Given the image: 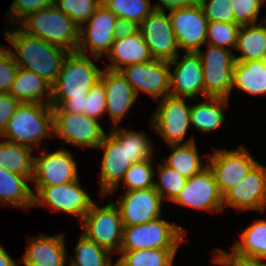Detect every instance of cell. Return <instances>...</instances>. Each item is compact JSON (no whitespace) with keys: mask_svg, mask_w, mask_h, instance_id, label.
Instances as JSON below:
<instances>
[{"mask_svg":"<svg viewBox=\"0 0 266 266\" xmlns=\"http://www.w3.org/2000/svg\"><path fill=\"white\" fill-rule=\"evenodd\" d=\"M240 27L241 25L237 23L208 22L206 37L209 40L208 44L216 45L224 49H227V46L236 48Z\"/></svg>","mask_w":266,"mask_h":266,"instance_id":"obj_39","label":"cell"},{"mask_svg":"<svg viewBox=\"0 0 266 266\" xmlns=\"http://www.w3.org/2000/svg\"><path fill=\"white\" fill-rule=\"evenodd\" d=\"M217 255L213 259L214 262L225 266H261V260L238 256L236 254H228L218 249Z\"/></svg>","mask_w":266,"mask_h":266,"instance_id":"obj_46","label":"cell"},{"mask_svg":"<svg viewBox=\"0 0 266 266\" xmlns=\"http://www.w3.org/2000/svg\"><path fill=\"white\" fill-rule=\"evenodd\" d=\"M119 71L132 86L136 95L141 90L155 99L170 95L168 61L153 59L149 62L127 65Z\"/></svg>","mask_w":266,"mask_h":266,"instance_id":"obj_10","label":"cell"},{"mask_svg":"<svg viewBox=\"0 0 266 266\" xmlns=\"http://www.w3.org/2000/svg\"><path fill=\"white\" fill-rule=\"evenodd\" d=\"M21 25L24 27L19 28L28 35L41 38L67 51L77 50L80 29L56 6L43 8L28 15Z\"/></svg>","mask_w":266,"mask_h":266,"instance_id":"obj_4","label":"cell"},{"mask_svg":"<svg viewBox=\"0 0 266 266\" xmlns=\"http://www.w3.org/2000/svg\"><path fill=\"white\" fill-rule=\"evenodd\" d=\"M234 254L242 257L266 260V220H258L241 235V243L233 246Z\"/></svg>","mask_w":266,"mask_h":266,"instance_id":"obj_31","label":"cell"},{"mask_svg":"<svg viewBox=\"0 0 266 266\" xmlns=\"http://www.w3.org/2000/svg\"><path fill=\"white\" fill-rule=\"evenodd\" d=\"M102 4V0H56V7L68 15L80 29Z\"/></svg>","mask_w":266,"mask_h":266,"instance_id":"obj_37","label":"cell"},{"mask_svg":"<svg viewBox=\"0 0 266 266\" xmlns=\"http://www.w3.org/2000/svg\"><path fill=\"white\" fill-rule=\"evenodd\" d=\"M199 5L208 22L218 21L235 23V15L231 0H200Z\"/></svg>","mask_w":266,"mask_h":266,"instance_id":"obj_41","label":"cell"},{"mask_svg":"<svg viewBox=\"0 0 266 266\" xmlns=\"http://www.w3.org/2000/svg\"><path fill=\"white\" fill-rule=\"evenodd\" d=\"M51 131L54 126L50 103H20L0 136L9 138V142L31 147L29 144L38 145Z\"/></svg>","mask_w":266,"mask_h":266,"instance_id":"obj_3","label":"cell"},{"mask_svg":"<svg viewBox=\"0 0 266 266\" xmlns=\"http://www.w3.org/2000/svg\"><path fill=\"white\" fill-rule=\"evenodd\" d=\"M162 198L151 187L126 191L118 208L123 227L141 225L160 217Z\"/></svg>","mask_w":266,"mask_h":266,"instance_id":"obj_19","label":"cell"},{"mask_svg":"<svg viewBox=\"0 0 266 266\" xmlns=\"http://www.w3.org/2000/svg\"><path fill=\"white\" fill-rule=\"evenodd\" d=\"M139 31V24L125 18H117L114 27V39H124Z\"/></svg>","mask_w":266,"mask_h":266,"instance_id":"obj_48","label":"cell"},{"mask_svg":"<svg viewBox=\"0 0 266 266\" xmlns=\"http://www.w3.org/2000/svg\"><path fill=\"white\" fill-rule=\"evenodd\" d=\"M227 101L226 98L207 97V102L191 106L190 122L201 131L215 130L224 122V111L221 107L227 106Z\"/></svg>","mask_w":266,"mask_h":266,"instance_id":"obj_30","label":"cell"},{"mask_svg":"<svg viewBox=\"0 0 266 266\" xmlns=\"http://www.w3.org/2000/svg\"><path fill=\"white\" fill-rule=\"evenodd\" d=\"M87 97L67 98L60 106H51L52 111H66L76 114H85V100Z\"/></svg>","mask_w":266,"mask_h":266,"instance_id":"obj_49","label":"cell"},{"mask_svg":"<svg viewBox=\"0 0 266 266\" xmlns=\"http://www.w3.org/2000/svg\"><path fill=\"white\" fill-rule=\"evenodd\" d=\"M110 134L119 143H125L126 152L133 163L151 160L152 145L144 134L116 128Z\"/></svg>","mask_w":266,"mask_h":266,"instance_id":"obj_35","label":"cell"},{"mask_svg":"<svg viewBox=\"0 0 266 266\" xmlns=\"http://www.w3.org/2000/svg\"><path fill=\"white\" fill-rule=\"evenodd\" d=\"M32 147H27L7 140L0 143V168L32 180L34 157Z\"/></svg>","mask_w":266,"mask_h":266,"instance_id":"obj_29","label":"cell"},{"mask_svg":"<svg viewBox=\"0 0 266 266\" xmlns=\"http://www.w3.org/2000/svg\"><path fill=\"white\" fill-rule=\"evenodd\" d=\"M26 180L30 179L0 168V203L21 208L33 206L34 192Z\"/></svg>","mask_w":266,"mask_h":266,"instance_id":"obj_27","label":"cell"},{"mask_svg":"<svg viewBox=\"0 0 266 266\" xmlns=\"http://www.w3.org/2000/svg\"><path fill=\"white\" fill-rule=\"evenodd\" d=\"M161 4L154 5L155 9L164 10L166 7L169 10L193 7L200 4V0H160Z\"/></svg>","mask_w":266,"mask_h":266,"instance_id":"obj_50","label":"cell"},{"mask_svg":"<svg viewBox=\"0 0 266 266\" xmlns=\"http://www.w3.org/2000/svg\"><path fill=\"white\" fill-rule=\"evenodd\" d=\"M223 204L239 210H265L266 167L256 163L241 182L223 195Z\"/></svg>","mask_w":266,"mask_h":266,"instance_id":"obj_17","label":"cell"},{"mask_svg":"<svg viewBox=\"0 0 266 266\" xmlns=\"http://www.w3.org/2000/svg\"><path fill=\"white\" fill-rule=\"evenodd\" d=\"M98 147L105 149L102 159L101 195L114 192L125 172L133 164L128 157L125 143H119L111 134L105 135Z\"/></svg>","mask_w":266,"mask_h":266,"instance_id":"obj_21","label":"cell"},{"mask_svg":"<svg viewBox=\"0 0 266 266\" xmlns=\"http://www.w3.org/2000/svg\"><path fill=\"white\" fill-rule=\"evenodd\" d=\"M159 180L160 183L154 182V189L161 196L173 201L183 189L186 178L183 177L176 170L166 166L165 164L159 165Z\"/></svg>","mask_w":266,"mask_h":266,"instance_id":"obj_38","label":"cell"},{"mask_svg":"<svg viewBox=\"0 0 266 266\" xmlns=\"http://www.w3.org/2000/svg\"><path fill=\"white\" fill-rule=\"evenodd\" d=\"M0 266H17L5 249L0 245Z\"/></svg>","mask_w":266,"mask_h":266,"instance_id":"obj_51","label":"cell"},{"mask_svg":"<svg viewBox=\"0 0 266 266\" xmlns=\"http://www.w3.org/2000/svg\"><path fill=\"white\" fill-rule=\"evenodd\" d=\"M106 112V93L104 84L98 80L88 91L85 100V115L98 120L101 114Z\"/></svg>","mask_w":266,"mask_h":266,"instance_id":"obj_42","label":"cell"},{"mask_svg":"<svg viewBox=\"0 0 266 266\" xmlns=\"http://www.w3.org/2000/svg\"><path fill=\"white\" fill-rule=\"evenodd\" d=\"M53 133L77 146L97 147L106 135L98 120L85 114L53 111Z\"/></svg>","mask_w":266,"mask_h":266,"instance_id":"obj_8","label":"cell"},{"mask_svg":"<svg viewBox=\"0 0 266 266\" xmlns=\"http://www.w3.org/2000/svg\"><path fill=\"white\" fill-rule=\"evenodd\" d=\"M236 49L241 50L242 55L235 56V61L266 60V26L241 25Z\"/></svg>","mask_w":266,"mask_h":266,"instance_id":"obj_28","label":"cell"},{"mask_svg":"<svg viewBox=\"0 0 266 266\" xmlns=\"http://www.w3.org/2000/svg\"><path fill=\"white\" fill-rule=\"evenodd\" d=\"M117 16L100 5L88 19L86 30L82 26L79 30V42L77 52L85 54L87 45L90 46L94 58H101L104 53L111 50L114 39V27Z\"/></svg>","mask_w":266,"mask_h":266,"instance_id":"obj_13","label":"cell"},{"mask_svg":"<svg viewBox=\"0 0 266 266\" xmlns=\"http://www.w3.org/2000/svg\"><path fill=\"white\" fill-rule=\"evenodd\" d=\"M172 202L208 211L223 209V195L208 165L186 180L183 189Z\"/></svg>","mask_w":266,"mask_h":266,"instance_id":"obj_15","label":"cell"},{"mask_svg":"<svg viewBox=\"0 0 266 266\" xmlns=\"http://www.w3.org/2000/svg\"><path fill=\"white\" fill-rule=\"evenodd\" d=\"M208 159V167L222 195L241 182L257 163L243 147L236 151L215 150Z\"/></svg>","mask_w":266,"mask_h":266,"instance_id":"obj_12","label":"cell"},{"mask_svg":"<svg viewBox=\"0 0 266 266\" xmlns=\"http://www.w3.org/2000/svg\"><path fill=\"white\" fill-rule=\"evenodd\" d=\"M184 232L160 217L141 225L123 227L120 251L177 249Z\"/></svg>","mask_w":266,"mask_h":266,"instance_id":"obj_5","label":"cell"},{"mask_svg":"<svg viewBox=\"0 0 266 266\" xmlns=\"http://www.w3.org/2000/svg\"><path fill=\"white\" fill-rule=\"evenodd\" d=\"M9 52V48L7 49V51L5 50V48H1L0 47V60Z\"/></svg>","mask_w":266,"mask_h":266,"instance_id":"obj_52","label":"cell"},{"mask_svg":"<svg viewBox=\"0 0 266 266\" xmlns=\"http://www.w3.org/2000/svg\"><path fill=\"white\" fill-rule=\"evenodd\" d=\"M82 221V226L85 228L83 234L89 240L103 246L110 252H113L114 248L117 252L120 251L123 225L121 213L116 204L109 203L99 208L93 203Z\"/></svg>","mask_w":266,"mask_h":266,"instance_id":"obj_7","label":"cell"},{"mask_svg":"<svg viewBox=\"0 0 266 266\" xmlns=\"http://www.w3.org/2000/svg\"><path fill=\"white\" fill-rule=\"evenodd\" d=\"M108 10L117 18H125L140 24L155 9L149 0H102Z\"/></svg>","mask_w":266,"mask_h":266,"instance_id":"obj_36","label":"cell"},{"mask_svg":"<svg viewBox=\"0 0 266 266\" xmlns=\"http://www.w3.org/2000/svg\"><path fill=\"white\" fill-rule=\"evenodd\" d=\"M154 173L150 160L133 163L122 179L128 188L126 191L154 187Z\"/></svg>","mask_w":266,"mask_h":266,"instance_id":"obj_40","label":"cell"},{"mask_svg":"<svg viewBox=\"0 0 266 266\" xmlns=\"http://www.w3.org/2000/svg\"><path fill=\"white\" fill-rule=\"evenodd\" d=\"M139 31L148 46L153 59L172 61L179 54L178 44L172 28L171 20L164 10L154 9L151 14L139 24Z\"/></svg>","mask_w":266,"mask_h":266,"instance_id":"obj_11","label":"cell"},{"mask_svg":"<svg viewBox=\"0 0 266 266\" xmlns=\"http://www.w3.org/2000/svg\"><path fill=\"white\" fill-rule=\"evenodd\" d=\"M35 189L38 195L33 194V206L47 204L54 210L74 214L81 220L94 203L80 187L78 180Z\"/></svg>","mask_w":266,"mask_h":266,"instance_id":"obj_9","label":"cell"},{"mask_svg":"<svg viewBox=\"0 0 266 266\" xmlns=\"http://www.w3.org/2000/svg\"><path fill=\"white\" fill-rule=\"evenodd\" d=\"M45 91L48 93L46 99L51 104L52 86L32 71L18 67L9 94L20 103L42 104V97L44 98Z\"/></svg>","mask_w":266,"mask_h":266,"instance_id":"obj_25","label":"cell"},{"mask_svg":"<svg viewBox=\"0 0 266 266\" xmlns=\"http://www.w3.org/2000/svg\"><path fill=\"white\" fill-rule=\"evenodd\" d=\"M100 80L106 93V111L117 124L136 101V93L120 71L106 69Z\"/></svg>","mask_w":266,"mask_h":266,"instance_id":"obj_22","label":"cell"},{"mask_svg":"<svg viewBox=\"0 0 266 266\" xmlns=\"http://www.w3.org/2000/svg\"><path fill=\"white\" fill-rule=\"evenodd\" d=\"M115 266H171L176 249L119 251Z\"/></svg>","mask_w":266,"mask_h":266,"instance_id":"obj_33","label":"cell"},{"mask_svg":"<svg viewBox=\"0 0 266 266\" xmlns=\"http://www.w3.org/2000/svg\"><path fill=\"white\" fill-rule=\"evenodd\" d=\"M231 50L208 44L206 53L198 54L202 62L204 78V97H218L228 99L233 89V68L235 55Z\"/></svg>","mask_w":266,"mask_h":266,"instance_id":"obj_6","label":"cell"},{"mask_svg":"<svg viewBox=\"0 0 266 266\" xmlns=\"http://www.w3.org/2000/svg\"><path fill=\"white\" fill-rule=\"evenodd\" d=\"M235 23L239 25L255 24L261 4L264 0H231Z\"/></svg>","mask_w":266,"mask_h":266,"instance_id":"obj_43","label":"cell"},{"mask_svg":"<svg viewBox=\"0 0 266 266\" xmlns=\"http://www.w3.org/2000/svg\"><path fill=\"white\" fill-rule=\"evenodd\" d=\"M18 65L10 52L0 60V93H9Z\"/></svg>","mask_w":266,"mask_h":266,"instance_id":"obj_45","label":"cell"},{"mask_svg":"<svg viewBox=\"0 0 266 266\" xmlns=\"http://www.w3.org/2000/svg\"><path fill=\"white\" fill-rule=\"evenodd\" d=\"M102 71L86 54L69 51L51 91V106H60L70 97H87L91 87L100 80Z\"/></svg>","mask_w":266,"mask_h":266,"instance_id":"obj_2","label":"cell"},{"mask_svg":"<svg viewBox=\"0 0 266 266\" xmlns=\"http://www.w3.org/2000/svg\"><path fill=\"white\" fill-rule=\"evenodd\" d=\"M20 102L9 93H0V135L7 126L9 118L13 115Z\"/></svg>","mask_w":266,"mask_h":266,"instance_id":"obj_47","label":"cell"},{"mask_svg":"<svg viewBox=\"0 0 266 266\" xmlns=\"http://www.w3.org/2000/svg\"><path fill=\"white\" fill-rule=\"evenodd\" d=\"M232 85L250 94H266V60L235 61Z\"/></svg>","mask_w":266,"mask_h":266,"instance_id":"obj_26","label":"cell"},{"mask_svg":"<svg viewBox=\"0 0 266 266\" xmlns=\"http://www.w3.org/2000/svg\"><path fill=\"white\" fill-rule=\"evenodd\" d=\"M182 97L166 96L162 98L153 117V127L168 143L181 144L190 122V109Z\"/></svg>","mask_w":266,"mask_h":266,"instance_id":"obj_14","label":"cell"},{"mask_svg":"<svg viewBox=\"0 0 266 266\" xmlns=\"http://www.w3.org/2000/svg\"><path fill=\"white\" fill-rule=\"evenodd\" d=\"M56 5V0H14L10 7L9 15L11 19H25L28 15L35 13L43 8ZM12 15H11V14ZM16 17V18H15Z\"/></svg>","mask_w":266,"mask_h":266,"instance_id":"obj_44","label":"cell"},{"mask_svg":"<svg viewBox=\"0 0 266 266\" xmlns=\"http://www.w3.org/2000/svg\"><path fill=\"white\" fill-rule=\"evenodd\" d=\"M177 56L169 61V65H175L174 72H170V96L193 98L197 93L204 95V78L202 62L198 52H187L181 62H177Z\"/></svg>","mask_w":266,"mask_h":266,"instance_id":"obj_20","label":"cell"},{"mask_svg":"<svg viewBox=\"0 0 266 266\" xmlns=\"http://www.w3.org/2000/svg\"><path fill=\"white\" fill-rule=\"evenodd\" d=\"M23 256L25 266H65L66 251L63 235L40 236L29 240Z\"/></svg>","mask_w":266,"mask_h":266,"instance_id":"obj_23","label":"cell"},{"mask_svg":"<svg viewBox=\"0 0 266 266\" xmlns=\"http://www.w3.org/2000/svg\"><path fill=\"white\" fill-rule=\"evenodd\" d=\"M78 180L77 167L71 153L57 150L41 157H34L32 181L35 187L61 185Z\"/></svg>","mask_w":266,"mask_h":266,"instance_id":"obj_18","label":"cell"},{"mask_svg":"<svg viewBox=\"0 0 266 266\" xmlns=\"http://www.w3.org/2000/svg\"><path fill=\"white\" fill-rule=\"evenodd\" d=\"M76 258L70 266H112L110 251L103 246L89 240L84 234L81 235L75 248Z\"/></svg>","mask_w":266,"mask_h":266,"instance_id":"obj_34","label":"cell"},{"mask_svg":"<svg viewBox=\"0 0 266 266\" xmlns=\"http://www.w3.org/2000/svg\"><path fill=\"white\" fill-rule=\"evenodd\" d=\"M169 17L178 48L198 52L199 47L207 43L208 20L200 5L170 10Z\"/></svg>","mask_w":266,"mask_h":266,"instance_id":"obj_16","label":"cell"},{"mask_svg":"<svg viewBox=\"0 0 266 266\" xmlns=\"http://www.w3.org/2000/svg\"><path fill=\"white\" fill-rule=\"evenodd\" d=\"M6 31V39L15 49V51L9 49V52L18 67L32 71L52 86L69 51L41 38L28 35L21 28L13 32Z\"/></svg>","mask_w":266,"mask_h":266,"instance_id":"obj_1","label":"cell"},{"mask_svg":"<svg viewBox=\"0 0 266 266\" xmlns=\"http://www.w3.org/2000/svg\"><path fill=\"white\" fill-rule=\"evenodd\" d=\"M261 266H266V263H262V259H261Z\"/></svg>","mask_w":266,"mask_h":266,"instance_id":"obj_53","label":"cell"},{"mask_svg":"<svg viewBox=\"0 0 266 266\" xmlns=\"http://www.w3.org/2000/svg\"><path fill=\"white\" fill-rule=\"evenodd\" d=\"M107 55L114 64L107 66L106 69L113 71H119L122 68L121 65L127 66L153 60L140 31L124 39L115 40Z\"/></svg>","mask_w":266,"mask_h":266,"instance_id":"obj_24","label":"cell"},{"mask_svg":"<svg viewBox=\"0 0 266 266\" xmlns=\"http://www.w3.org/2000/svg\"><path fill=\"white\" fill-rule=\"evenodd\" d=\"M173 152L166 160V166L176 170L186 179L198 174L202 168L201 160L196 150L194 140L183 144L169 145Z\"/></svg>","mask_w":266,"mask_h":266,"instance_id":"obj_32","label":"cell"}]
</instances>
